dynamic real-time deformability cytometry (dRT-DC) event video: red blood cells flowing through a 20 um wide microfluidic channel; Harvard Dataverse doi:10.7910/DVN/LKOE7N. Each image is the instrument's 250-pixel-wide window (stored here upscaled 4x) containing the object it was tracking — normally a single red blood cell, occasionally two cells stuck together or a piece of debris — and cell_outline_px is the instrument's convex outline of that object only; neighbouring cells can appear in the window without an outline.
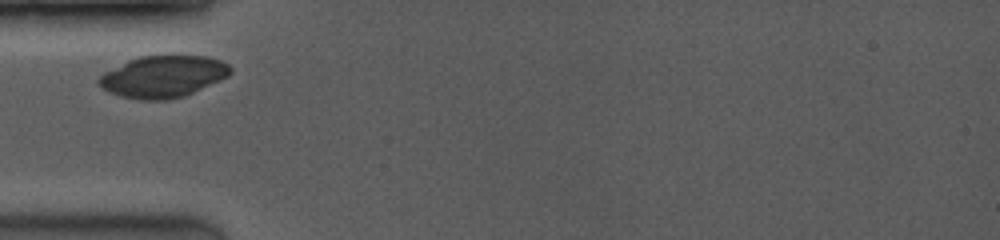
{"species": "common noctule bat (a hibernating species)", "species_latin": "Nyctalus noctula", "temperature_condition": "room temperature", "stored_images_in_passage": 2, "camera_frame_rate_fps": 3500, "um_per_image_px": 0.085, "animal": {"sex": "female", "body_mass_g": 19.0, "forearm_length_mm": 53.3}, "frame": {"image": 1, "passage_image": 1, "time_ms": 0.0, "image_size_px": [1000, 240], "cell_outline_px": [[232, 72], [228, 76], [220, 80], [184, 96], [164, 100], [140, 100], [120, 96], [108, 92], [100, 88], [96, 80], [104, 72], [128, 60], [140, 56], [208, 56], [220, 60], [228, 64], [232, 68]], "centroid_in_image_um": [13.83, 6.51], "position_along_channel_um": 71.2, "area_um2": 32.08}}